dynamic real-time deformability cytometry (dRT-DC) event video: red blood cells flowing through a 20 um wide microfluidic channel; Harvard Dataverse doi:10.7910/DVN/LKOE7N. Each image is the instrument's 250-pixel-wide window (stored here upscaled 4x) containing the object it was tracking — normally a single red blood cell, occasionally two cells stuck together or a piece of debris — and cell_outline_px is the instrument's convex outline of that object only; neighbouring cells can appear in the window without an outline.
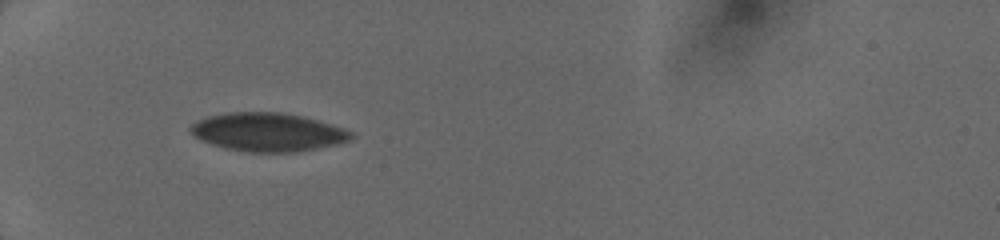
{"species": "human", "species_latin": "Homo sapiens", "temperature_condition": "cold", "stored_images_in_passage": 18, "camera_frame_rate_fps": 3000, "um_per_image_px": 0.085, "donor": {"sex": "female"}, "frame": {"image": 1, "passage_image": 6, "time_ms": 1.0, "image_size_px": [1000, 240], "cell_outline_px": [[356, 136], [348, 140], [336, 144], [296, 152], [248, 152], [224, 148], [212, 144], [196, 136], [188, 128], [192, 124], [208, 116], [228, 112], [280, 112], [300, 116], [316, 120], [344, 128], [352, 132]], "centroid_in_image_um": [22.78, 11.23], "position_along_channel_um": 62.2, "area_um2": 35.6}}
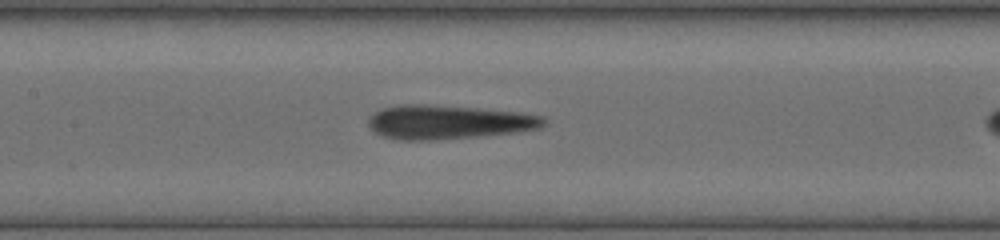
{"frame": {"image": 2, "passage_image": 15, "time_ms": 2.667, "image_size_px": [1000, 240], "cell_outline_px": [[548, 124], [540, 128], [516, 132], [476, 136], [432, 140], [396, 140], [384, 136], [376, 132], [368, 124], [368, 120], [380, 108], [400, 104], [428, 104], [476, 108], [520, 112], [544, 116], [548, 120]], "centroid_in_image_um": [38.15, 10.37], "position_along_channel_um": 169.2, "area_um2": 34.8}}